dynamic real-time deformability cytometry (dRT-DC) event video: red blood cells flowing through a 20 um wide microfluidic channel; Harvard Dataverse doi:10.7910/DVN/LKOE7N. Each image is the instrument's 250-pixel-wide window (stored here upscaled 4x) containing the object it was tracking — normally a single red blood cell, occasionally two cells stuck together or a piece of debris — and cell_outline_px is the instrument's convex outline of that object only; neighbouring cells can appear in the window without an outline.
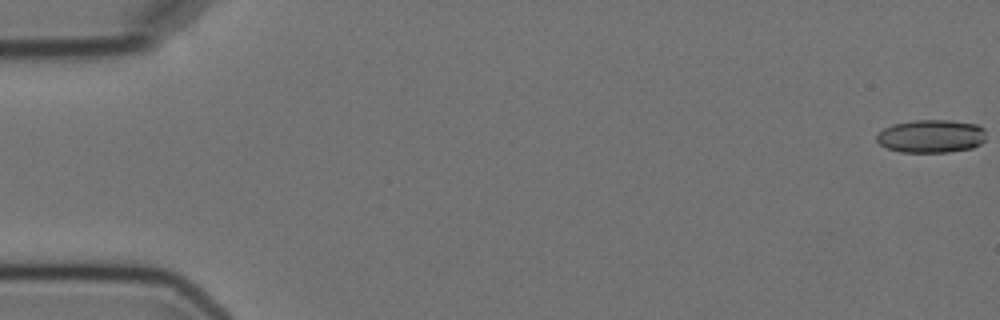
{"species": "Egyptian fruit bat (a non-hibernating species)", "species_latin": "Rousettus aegyptiacus", "temperature_condition": "cold", "stored_images_in_passage": 6, "camera_frame_rate_fps": 3000, "um_per_image_px": 0.085, "animal": {"sex": "female"}, "frame": {"image": 1, "passage_image": 1, "time_ms": 0.0, "image_size_px": [1000, 320], "cell_outline_px": [[984, 140], [980, 144], [972, 148], [948, 152], [900, 152], [888, 148], [880, 144], [876, 140], [876, 136], [884, 128], [892, 124], [916, 120], [948, 120], [976, 124], [984, 128]], "centroid_in_image_um": [79.14, 11.58], "position_along_channel_um": 5.9, "area_um2": 21.04}}
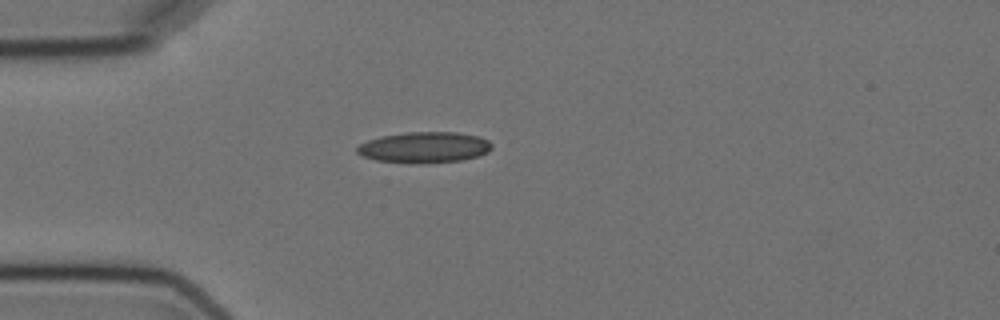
{"frame": {"image": 2, "passage_image": 5, "time_ms": 5.0, "image_size_px": [1000, 320], "cell_outline_px": [[492, 148], [488, 152], [476, 156], [460, 160], [408, 164], [376, 160], [364, 156], [356, 152], [356, 148], [360, 144], [368, 140], [380, 136], [408, 132], [456, 132], [476, 136], [488, 140], [492, 144]], "centroid_in_image_um": [36.04, 12.52], "position_along_channel_um": 49.0, "area_um2": 24.16}}